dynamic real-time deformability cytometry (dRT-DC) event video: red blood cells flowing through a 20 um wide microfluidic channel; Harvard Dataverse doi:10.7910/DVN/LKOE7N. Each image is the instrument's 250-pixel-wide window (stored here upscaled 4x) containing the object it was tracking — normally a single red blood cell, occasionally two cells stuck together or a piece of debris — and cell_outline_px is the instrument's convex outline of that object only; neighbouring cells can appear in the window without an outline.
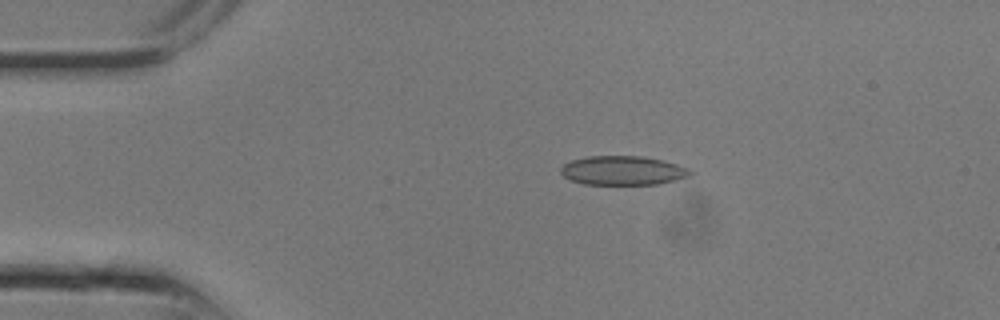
{"species": "common noctule bat (a hibernating species)", "species_latin": "Nyctalus noctula", "temperature_condition": "room temperature", "stored_images_in_passage": 5, "camera_frame_rate_fps": 3000, "um_per_image_px": 0.085, "animal": {"sex": "male", "body_mass_g": 13.3}, "frame": {"image": 1, "passage_image": 1, "time_ms": 0.0, "image_size_px": [1000, 320], "cell_outline_px": [[696, 172], [688, 176], [676, 180], [656, 184], [584, 184], [572, 180], [564, 176], [560, 172], [560, 168], [564, 164], [572, 160], [588, 156], [640, 156], [664, 160], [688, 168]], "centroid_in_image_um": [52.96, 14.49], "position_along_channel_um": 32.0, "area_um2": 21.91}}
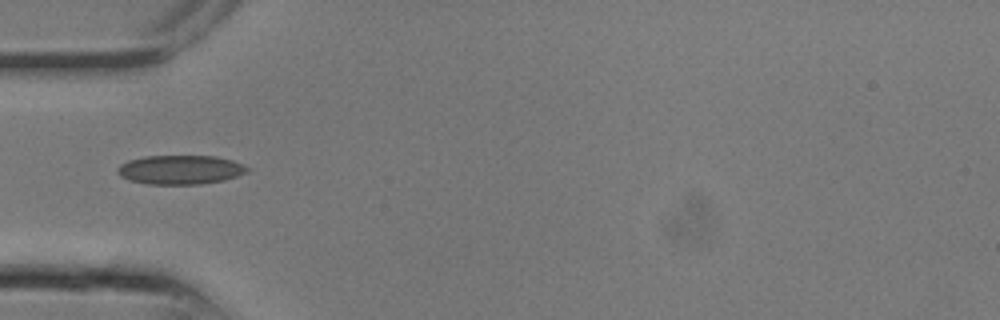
{"frame": {"image": 2, "passage_image": 4, "time_ms": 1.0, "image_size_px": [1000, 320], "cell_outline_px": [[248, 172], [224, 180], [200, 184], [148, 184], [128, 180], [120, 176], [116, 172], [116, 168], [120, 164], [128, 160], [144, 156], [216, 156], [232, 160], [244, 164], [248, 168]], "centroid_in_image_um": [15.3, 14.42], "position_along_channel_um": 69.7, "area_um2": 22.14}}